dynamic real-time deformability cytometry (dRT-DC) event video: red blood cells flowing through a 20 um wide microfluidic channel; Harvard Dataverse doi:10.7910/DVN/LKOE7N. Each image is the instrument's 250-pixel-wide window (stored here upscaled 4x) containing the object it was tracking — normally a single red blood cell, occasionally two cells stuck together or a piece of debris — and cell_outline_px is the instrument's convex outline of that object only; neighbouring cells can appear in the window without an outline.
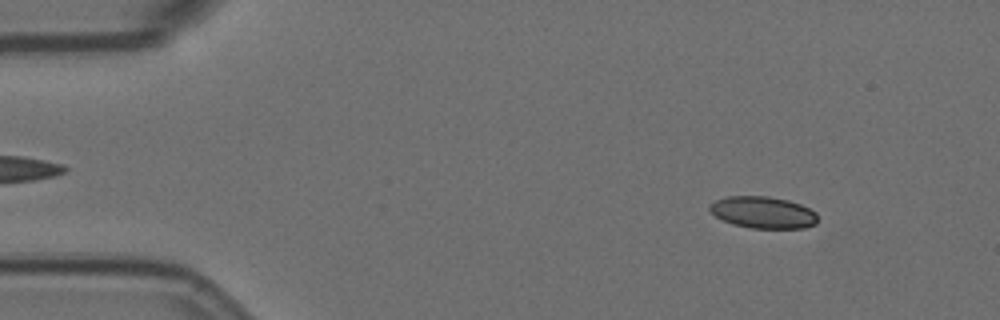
{"species": "Egyptian fruit bat (a non-hibernating species)", "species_latin": "Rousettus aegyptiacus", "temperature_condition": "room temperature", "stored_images_in_passage": 57, "camera_frame_rate_fps": 3000, "um_per_image_px": 0.085, "animal": {"sex": "female"}, "frame": {"image": 1, "passage_image": 6, "time_ms": 1.667, "image_size_px": [1000, 320], "cell_outline_px": [[816, 224], [804, 228], [752, 228], [732, 224], [716, 216], [708, 208], [708, 204], [716, 200], [728, 196], [768, 196], [788, 200], [800, 204], [816, 212]], "centroid_in_image_um": [64.85, 18.05], "position_along_channel_um": 20.2, "area_um2": 19.94}}
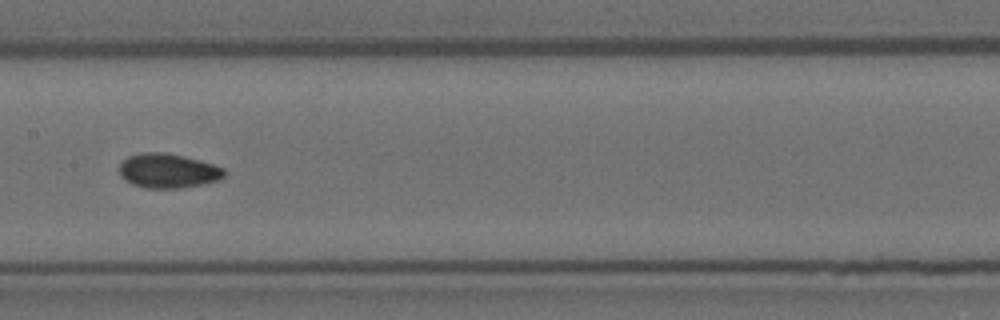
{"frame": {"image": 2, "passage_image": 28, "time_ms": 9.0, "image_size_px": [1000, 320], "cell_outline_px": [[224, 176], [220, 180], [180, 188], [144, 188], [132, 184], [124, 180], [120, 176], [120, 164], [128, 156], [144, 152], [164, 152], [184, 156], [212, 164], [224, 168]], "centroid_in_image_um": [14.25, 14.52], "position_along_channel_um": 193.1, "area_um2": 20.98}}
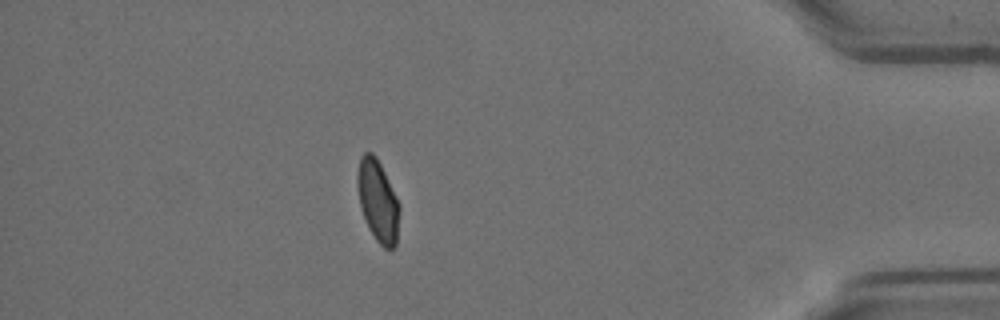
{"frame": {"image": 3, "passage_image": 50, "time_ms": 16.333, "image_size_px": [1000, 320], "cell_outline_px": [[400, 208], [396, 244], [392, 248], [384, 248], [376, 240], [368, 228], [360, 208], [356, 184], [356, 172], [360, 156], [364, 152], [372, 152], [376, 156], [400, 204]], "centroid_in_image_um": [32.09, 17.05], "position_along_channel_um": 403.1, "area_um2": 20.23}, "authors_computed_cell_mechanics": {"area_um2": 20.4034, "velocity_mm_per_s": 3.5078, "shape_relaxation_time_tau1_ms": null, "shape_relaxation_time_tau2_ms": 1.9266, "deformation_change_tau1": null, "deformation_change_tau2": 0.0577}}